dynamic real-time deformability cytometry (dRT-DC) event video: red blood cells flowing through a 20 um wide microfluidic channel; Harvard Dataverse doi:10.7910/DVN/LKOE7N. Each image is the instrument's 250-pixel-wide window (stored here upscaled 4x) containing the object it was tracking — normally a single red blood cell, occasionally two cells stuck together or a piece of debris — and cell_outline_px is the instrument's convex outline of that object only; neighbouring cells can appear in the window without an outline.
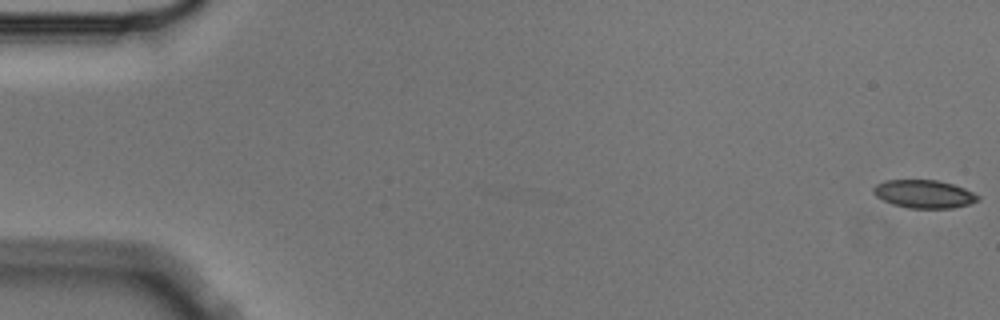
{"species": "Egyptian fruit bat (a non-hibernating species)", "species_latin": "Rousettus aegyptiacus", "temperature_condition": "cold", "stored_images_in_passage": 6, "segment_of_instrument_passage": [2, 2], "camera_frame_rate_fps": 3000, "um_per_image_px": 0.085, "animal": {"sex": "male"}, "frame": {"image": 1, "passage_image": 6, "time_ms": 1.667, "image_size_px": [1000, 320], "cell_outline_px": [[980, 200], [968, 204], [952, 208], [908, 208], [892, 204], [876, 196], [872, 192], [872, 188], [876, 184], [884, 180], [936, 180], [952, 184], [964, 188], [980, 196]], "centroid_in_image_um": [78.52, 16.49], "position_along_channel_um": 6.5, "area_um2": 17.11}}